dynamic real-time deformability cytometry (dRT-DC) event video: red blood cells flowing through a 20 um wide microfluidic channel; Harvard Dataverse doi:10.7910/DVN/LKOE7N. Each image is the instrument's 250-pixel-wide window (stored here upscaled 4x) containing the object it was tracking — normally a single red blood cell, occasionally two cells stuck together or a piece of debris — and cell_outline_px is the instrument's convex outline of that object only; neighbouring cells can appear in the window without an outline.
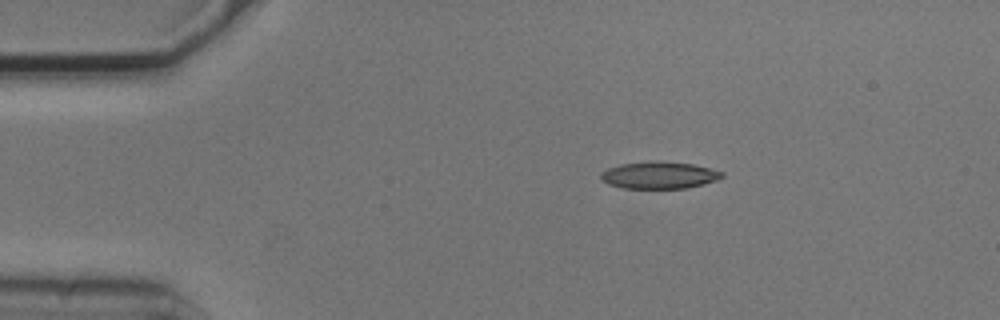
{"species": "common noctule bat (a hibernating species)", "species_latin": "Nyctalus noctula", "temperature_condition": "cold", "stored_images_in_passage": 2, "camera_frame_rate_fps": 3000, "um_per_image_px": 0.085, "animal": {"sex": "male", "body_mass_g": 20.5, "forearm_length_mm": 52.5}, "frame": {"image": 1, "passage_image": 1, "time_ms": 0.0, "image_size_px": [1000, 320], "cell_outline_px": [[724, 176], [716, 180], [704, 184], [688, 188], [624, 188], [608, 184], [600, 180], [600, 172], [608, 168], [620, 164], [652, 160], [660, 160], [692, 164], [724, 172]], "centroid_in_image_um": [56.0, 14.88], "position_along_channel_um": 29.0, "area_um2": 19.31}}